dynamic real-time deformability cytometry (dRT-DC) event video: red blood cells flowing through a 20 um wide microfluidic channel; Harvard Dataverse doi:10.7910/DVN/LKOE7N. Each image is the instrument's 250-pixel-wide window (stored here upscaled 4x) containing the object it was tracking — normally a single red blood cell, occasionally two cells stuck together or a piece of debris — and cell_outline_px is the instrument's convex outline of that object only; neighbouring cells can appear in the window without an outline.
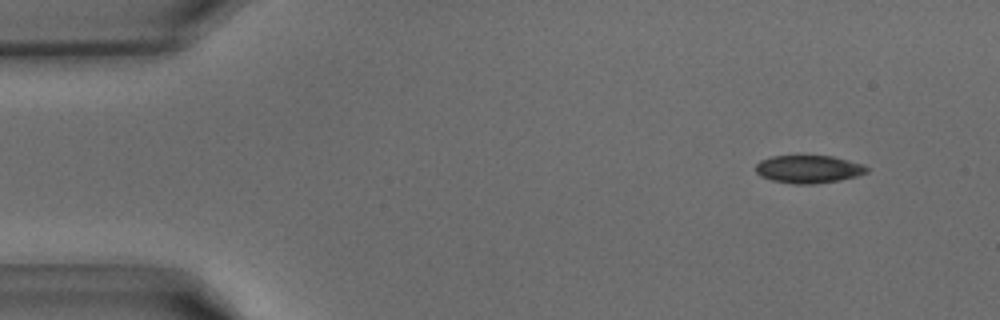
{"species": "common noctule bat (a hibernating species)", "species_latin": "Nyctalus noctula", "temperature_condition": "warm", "stored_images_in_passage": 10, "camera_frame_rate_fps": 3000, "um_per_image_px": 0.085, "animal": {"sex": "male", "body_mass_g": 15.6}, "frame": {"image": 1, "passage_image": 4, "time_ms": 1.0, "image_size_px": [1000, 320], "cell_outline_px": [[868, 172], [856, 176], [840, 180], [812, 184], [796, 184], [772, 180], [760, 176], [756, 172], [756, 164], [760, 160], [772, 156], [832, 156], [864, 164], [868, 168]], "centroid_in_image_um": [68.73, 14.37], "position_along_channel_um": 16.3, "area_um2": 17.98}}